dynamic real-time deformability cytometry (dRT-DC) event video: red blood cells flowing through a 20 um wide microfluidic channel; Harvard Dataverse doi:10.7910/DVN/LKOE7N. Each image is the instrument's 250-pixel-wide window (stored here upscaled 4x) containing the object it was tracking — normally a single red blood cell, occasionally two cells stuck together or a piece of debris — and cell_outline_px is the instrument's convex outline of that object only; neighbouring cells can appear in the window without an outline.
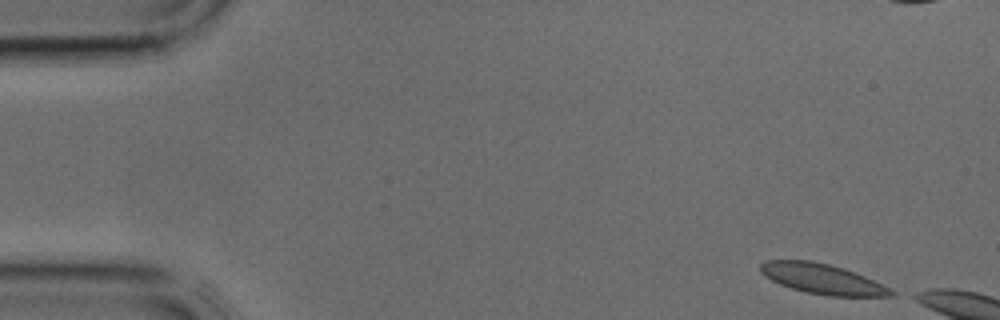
{"species": "common noctule bat (a hibernating species)", "species_latin": "Nyctalus noctula", "temperature_condition": "cold", "stored_images_in_passage": 4, "camera_frame_rate_fps": 3000, "um_per_image_px": 0.085, "animal": {"sex": "male", "body_mass_g": 17.9, "forearm_length_mm": 54.2}, "frame": {"image": 1, "passage_image": 1, "time_ms": 0.0, "image_size_px": [1000, 320], "cell_outline_px": [[896, 296], [828, 296], [804, 292], [780, 284], [764, 276], [760, 272], [760, 264], [764, 260], [812, 260], [844, 268], [856, 272], [896, 292]], "centroid_in_image_um": [69.86, 23.7], "position_along_channel_um": 15.1, "area_um2": 22.95}}